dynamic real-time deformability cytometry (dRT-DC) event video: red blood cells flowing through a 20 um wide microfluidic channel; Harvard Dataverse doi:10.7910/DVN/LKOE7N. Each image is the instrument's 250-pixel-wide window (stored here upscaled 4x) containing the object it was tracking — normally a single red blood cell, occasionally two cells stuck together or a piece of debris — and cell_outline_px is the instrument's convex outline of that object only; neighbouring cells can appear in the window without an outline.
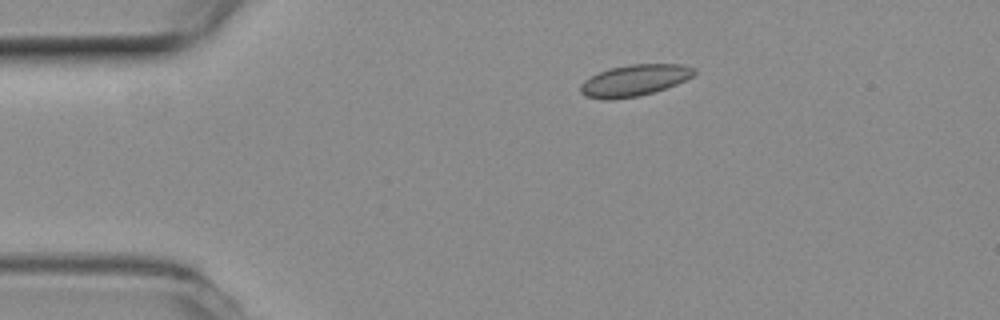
{"species": "common noctule bat (a hibernating species)", "species_latin": "Nyctalus noctula", "temperature_condition": "room temperature", "stored_images_in_passage": 5, "camera_frame_rate_fps": 3000, "um_per_image_px": 0.085, "animal": {"sex": "female", "body_mass_g": 19.3, "forearm_length_mm": 54.1}, "frame": {"image": 1, "passage_image": 2, "time_ms": 0.333, "image_size_px": [1000, 320], "cell_outline_px": [[696, 72], [692, 76], [676, 84], [640, 96], [608, 100], [584, 96], [580, 92], [580, 84], [584, 80], [608, 68], [628, 64], [684, 64], [696, 68]], "centroid_in_image_um": [53.91, 6.82], "position_along_channel_um": 31.1, "area_um2": 20.81}}
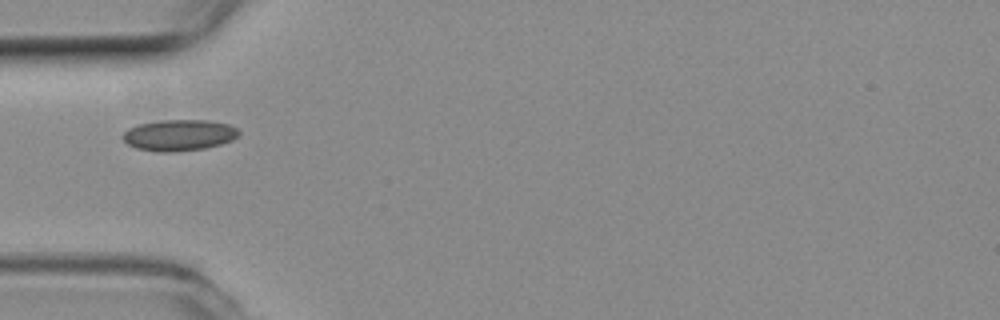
{"frame": {"image": 2, "passage_image": 4, "time_ms": 1.0, "image_size_px": [1000, 320], "cell_outline_px": [[240, 132], [232, 140], [220, 144], [204, 148], [176, 152], [156, 152], [136, 148], [128, 144], [120, 136], [128, 128], [140, 124], [160, 120], [208, 120], [228, 124], [236, 128]], "centroid_in_image_um": [15.19, 11.49], "position_along_channel_um": 69.8, "area_um2": 21.1}}
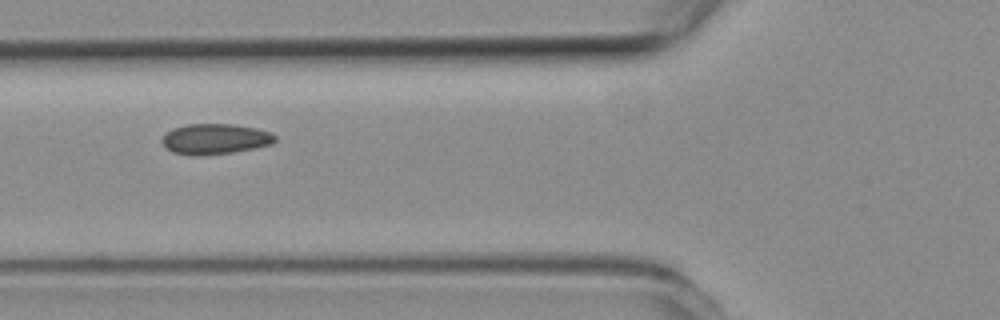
{"frame": {"image": 3, "passage_image": 5, "time_ms": 1.333, "image_size_px": [1000, 320], "cell_outline_px": [[276, 140], [272, 144], [232, 152], [196, 156], [192, 156], [172, 152], [160, 140], [172, 128], [188, 124], [232, 124], [256, 128], [272, 132], [276, 136]], "centroid_in_image_um": [18.29, 11.81], "position_along_channel_um": 107.5, "area_um2": 20.0}}